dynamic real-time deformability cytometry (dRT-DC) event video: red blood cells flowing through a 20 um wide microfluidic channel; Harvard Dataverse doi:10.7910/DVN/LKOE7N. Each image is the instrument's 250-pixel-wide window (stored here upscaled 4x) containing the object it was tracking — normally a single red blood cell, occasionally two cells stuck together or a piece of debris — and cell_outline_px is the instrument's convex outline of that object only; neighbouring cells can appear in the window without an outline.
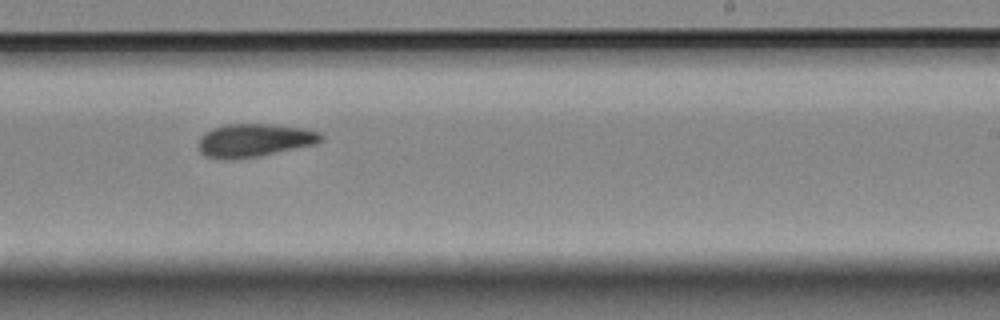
{"species": "Egyptian fruit bat (a non-hibernating species)", "species_latin": "Rousettus aegyptiacus", "temperature_condition": "room temperature", "stored_images_in_passage": 49, "camera_frame_rate_fps": 3000, "um_per_image_px": 0.085, "animal": {"sex": "female"}, "frame": {"image": 1, "passage_image": 31, "time_ms": 10.0, "image_size_px": [1000, 320], "cell_outline_px": [[324, 140], [316, 144], [236, 160], [228, 160], [204, 156], [200, 152], [196, 144], [200, 136], [204, 132], [212, 128], [228, 124], [268, 124], [304, 128], [320, 132], [324, 136]], "centroid_in_image_um": [21.58, 11.93], "position_along_channel_um": 267.4, "area_um2": 23.93}}
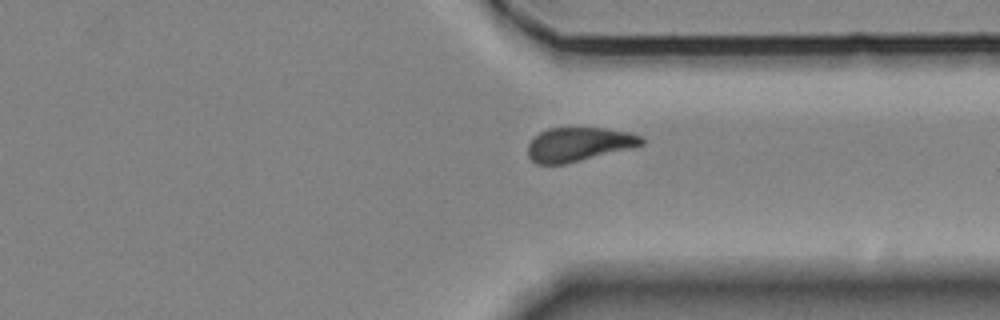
{"frame": {"image": 2, "passage_image": 39, "time_ms": 12.667, "image_size_px": [1000, 320], "cell_outline_px": [[644, 144], [632, 148], [564, 164], [536, 164], [528, 156], [528, 144], [540, 132], [548, 128], [604, 128], [628, 132], [640, 136], [644, 140]], "centroid_in_image_um": [49.19, 12.27], "position_along_channel_um": 362.2, "area_um2": 22.31}}
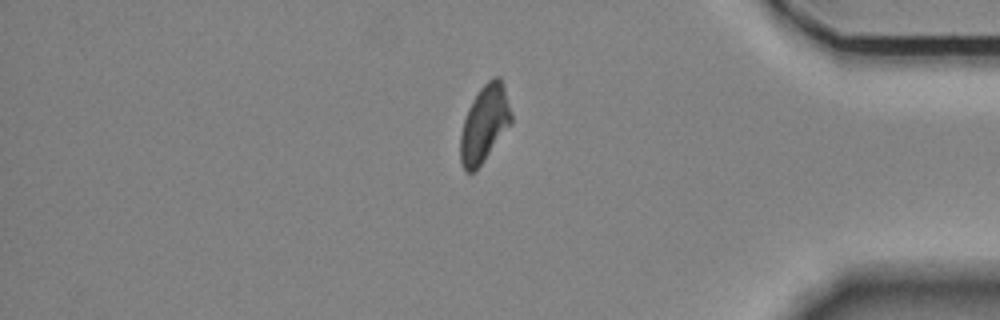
{"frame": {"image": 3, "passage_image": 44, "time_ms": 14.333, "image_size_px": [1000, 320], "cell_outline_px": [[512, 124], [476, 172], [464, 172], [460, 164], [460, 136], [464, 120], [468, 108], [472, 100], [480, 88], [492, 76], [500, 76], [504, 84], [512, 112]], "centroid_in_image_um": [41.19, 10.54], "position_along_channel_um": 394.0, "area_um2": 23.35}}